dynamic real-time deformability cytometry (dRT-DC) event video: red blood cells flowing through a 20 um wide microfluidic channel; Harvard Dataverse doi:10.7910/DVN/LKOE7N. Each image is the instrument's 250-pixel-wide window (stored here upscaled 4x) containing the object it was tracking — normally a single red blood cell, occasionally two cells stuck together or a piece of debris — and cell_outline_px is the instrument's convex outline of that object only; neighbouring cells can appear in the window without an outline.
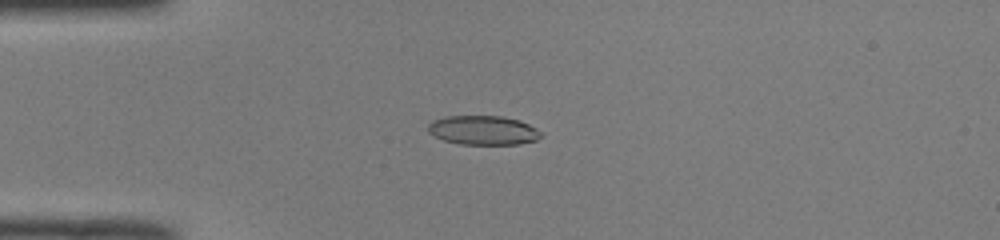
{"species": "common noctule bat (a hibernating species)", "species_latin": "Nyctalus noctula", "temperature_condition": "room temperature", "stored_images_in_passage": 44, "camera_frame_rate_fps": 3000, "um_per_image_px": 0.085, "animal": {"sex": "male", "body_mass_g": 19.0, "forearm_length_mm": 50.8}, "frame": {"image": 1, "passage_image": 7, "time_ms": 2.0, "image_size_px": [1000, 240], "cell_outline_px": [[540, 136], [536, 140], [520, 144], [460, 144], [444, 140], [428, 132], [428, 124], [432, 120], [444, 116], [500, 116], [520, 120], [536, 128], [540, 132]], "centroid_in_image_um": [41.05, 11.06], "position_along_channel_um": 44.0, "area_um2": 19.13}}
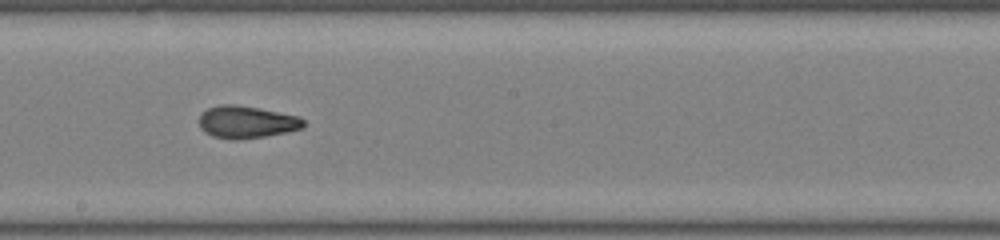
{"frame": {"image": 2, "passage_image": 22, "time_ms": 7.0, "image_size_px": [1000, 240], "cell_outline_px": [[304, 128], [288, 132], [264, 136], [236, 140], [232, 140], [212, 136], [204, 132], [200, 128], [200, 112], [208, 108], [220, 104], [236, 104], [260, 108], [296, 116], [304, 120]], "centroid_in_image_um": [20.93, 10.37], "position_along_channel_um": 227.3, "area_um2": 19.77}}
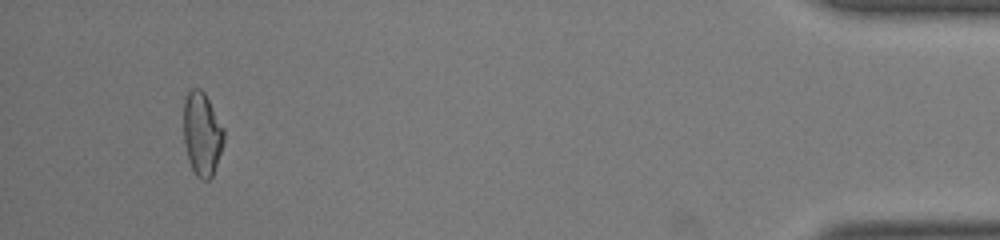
{"frame": {"image": 3, "passage_image": 41, "time_ms": 13.333, "image_size_px": [1000, 240], "cell_outline_px": [[224, 144], [212, 176], [208, 180], [200, 180], [196, 176], [188, 160], [184, 140], [184, 96], [188, 88], [200, 88], [204, 92], [224, 128]], "centroid_in_image_um": [17.17, 11.36], "position_along_channel_um": 418.0, "area_um2": 19.83}, "authors_computed_cell_mechanics": {"area_um2": 19.4786, "velocity_mm_per_s": 4.115, "shape_relaxation_time_tau1_ms": 8.9843, "shape_relaxation_time_tau2_ms": 1.6, "deformation_change_tau1": 0.2772, "deformation_change_tau2": 0.0786}}